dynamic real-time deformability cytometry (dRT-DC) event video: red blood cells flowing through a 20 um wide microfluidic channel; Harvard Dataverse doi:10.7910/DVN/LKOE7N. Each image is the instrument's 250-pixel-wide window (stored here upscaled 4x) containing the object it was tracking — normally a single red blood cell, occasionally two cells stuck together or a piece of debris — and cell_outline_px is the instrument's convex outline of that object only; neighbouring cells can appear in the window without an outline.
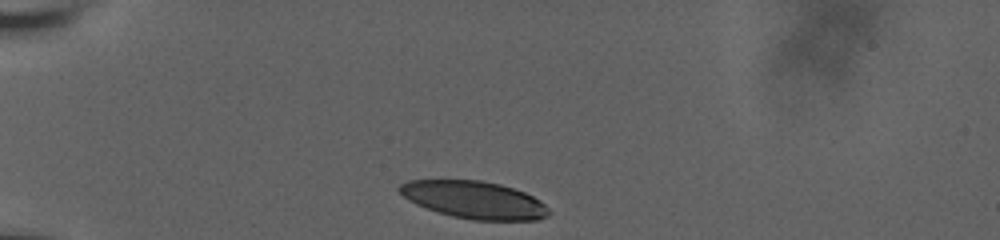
{"species": "human", "species_latin": "Homo sapiens", "temperature_condition": "room temperature", "stored_images_in_passage": 35, "camera_frame_rate_fps": 3000, "um_per_image_px": 0.085, "donor": {"sex": "male"}, "frame": {"image": 1, "passage_image": 1, "time_ms": 0.0, "image_size_px": [1000, 240], "cell_outline_px": [[552, 212], [548, 216], [536, 220], [472, 220], [452, 216], [416, 204], [408, 200], [396, 188], [400, 184], [408, 180], [480, 180], [500, 184], [524, 192], [540, 200]], "centroid_in_image_um": [40.31, 16.98], "position_along_channel_um": 44.7, "area_um2": 32.48}}
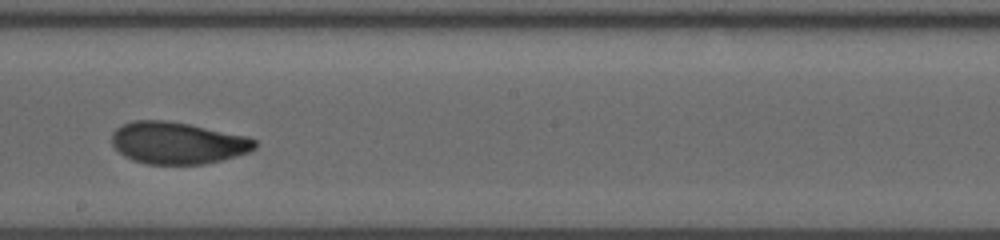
{"frame": {"image": 2, "passage_image": 20, "time_ms": 6.333, "image_size_px": [1000, 240], "cell_outline_px": [[256, 148], [248, 152], [236, 156], [204, 164], [144, 164], [132, 160], [124, 156], [112, 144], [112, 132], [116, 128], [132, 120], [168, 120], [248, 136], [256, 140]], "centroid_in_image_um": [15.08, 12.15], "position_along_channel_um": 233.1, "area_um2": 35.03}}
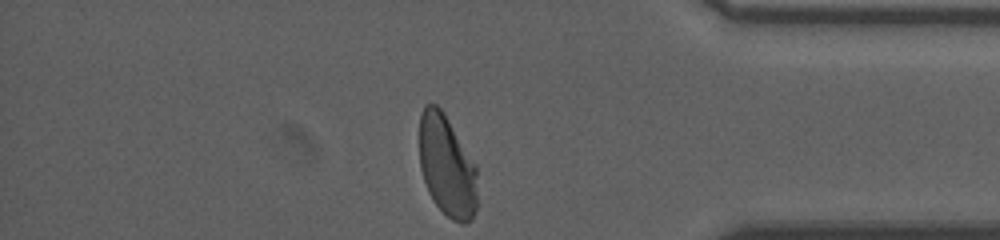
{"frame": {"image": 3, "passage_image": 35, "time_ms": 11.333, "image_size_px": [1000, 240], "cell_outline_px": [[476, 208], [472, 220], [464, 224], [460, 224], [452, 220], [432, 200], [428, 192], [420, 168], [420, 116], [424, 104], [436, 104], [444, 112], [476, 164]], "centroid_in_image_um": [37.99, 14.11], "position_along_channel_um": 397.2, "area_um2": 34.39}, "authors_computed_cell_mechanics": {"area_um2": 35.0268, "velocity_mm_per_s": 3.6701, "shape_relaxation_time_tau1_ms": 6.3697, "shape_relaxation_time_tau2_ms": 1.1937, "deformation_change_tau1": 0.1839, "deformation_change_tau2": 0.0598}}